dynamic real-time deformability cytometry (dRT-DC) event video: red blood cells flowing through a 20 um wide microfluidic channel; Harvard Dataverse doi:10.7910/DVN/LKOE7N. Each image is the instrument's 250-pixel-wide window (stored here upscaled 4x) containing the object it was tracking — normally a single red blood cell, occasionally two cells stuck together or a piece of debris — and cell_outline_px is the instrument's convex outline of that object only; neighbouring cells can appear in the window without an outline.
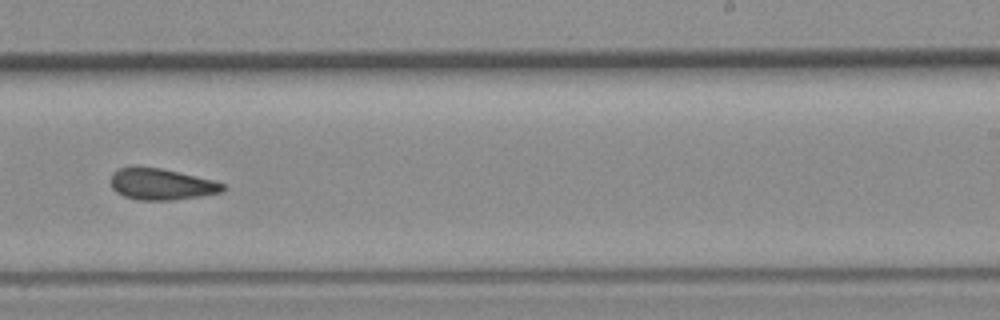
{"species": "common noctule bat (a hibernating species)", "species_latin": "Nyctalus noctula", "temperature_condition": "room temperature", "stored_images_in_passage": 39, "camera_frame_rate_fps": 3000, "um_per_image_px": 0.085, "animal": {"sex": "female", "body_mass_g": 19.3, "forearm_length_mm": 54.1}, "frame": {"image": 1, "passage_image": 23, "time_ms": 7.333, "image_size_px": [1000, 320], "cell_outline_px": [[228, 188], [224, 192], [200, 196], [172, 200], [136, 200], [124, 196], [116, 192], [112, 188], [108, 180], [112, 172], [120, 168], [160, 168], [212, 180], [224, 184]], "centroid_in_image_um": [13.7, 15.68], "position_along_channel_um": 275.3, "area_um2": 20.4}}
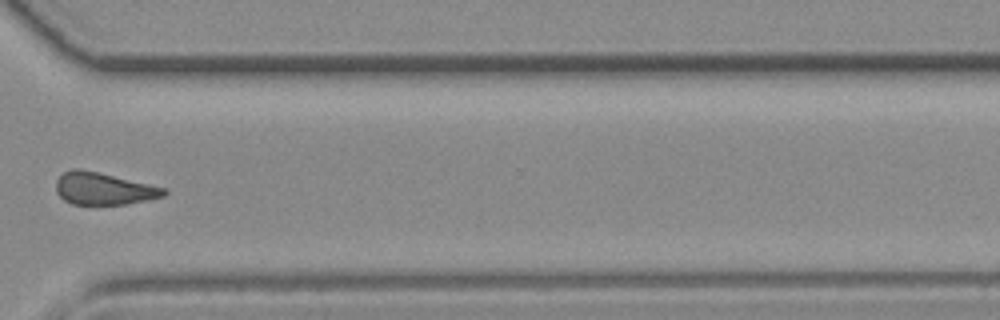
{"frame": {"image": 2, "passage_image": 28, "time_ms": 9.0, "image_size_px": [1000, 320], "cell_outline_px": [[168, 192], [164, 196], [124, 204], [72, 204], [64, 200], [56, 192], [56, 180], [64, 172], [72, 168], [80, 168], [168, 188]], "centroid_in_image_um": [8.8, 16.02], "position_along_channel_um": 361.8, "area_um2": 20.17}}